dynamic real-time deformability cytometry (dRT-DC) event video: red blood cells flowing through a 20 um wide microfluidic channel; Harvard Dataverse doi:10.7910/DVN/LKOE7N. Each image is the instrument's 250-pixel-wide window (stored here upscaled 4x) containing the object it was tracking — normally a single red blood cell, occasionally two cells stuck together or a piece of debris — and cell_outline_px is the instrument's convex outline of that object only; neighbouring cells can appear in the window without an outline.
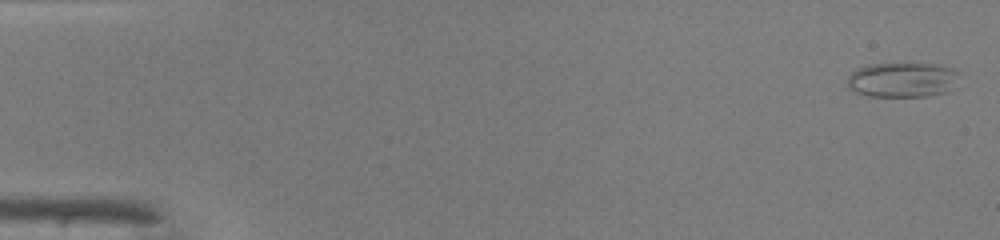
{"species": "common noctule bat (a hibernating species)", "species_latin": "Nyctalus noctula", "temperature_condition": "warm", "stored_images_in_passage": 47, "camera_frame_rate_fps": 3000, "um_per_image_px": 0.085, "animal": {"sex": "male", "body_mass_g": 19.0, "forearm_length_mm": 50.8}, "frame": {"image": 1, "passage_image": 1, "time_ms": 0.0, "image_size_px": [1000, 240], "cell_outline_px": [[960, 72], [948, 92], [928, 96], [868, 96], [856, 92], [848, 88], [848, 76], [856, 68], [868, 64], [940, 64], [952, 68]], "centroid_in_image_um": [76.69, 6.78], "position_along_channel_um": 8.3, "area_um2": 22.72}}
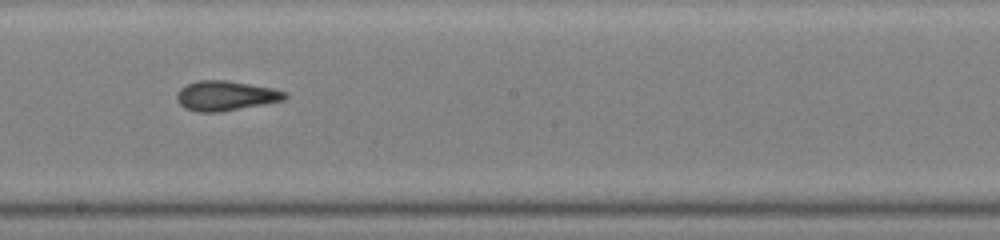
{"frame": {"image": 2, "passage_image": 27, "time_ms": 8.667, "image_size_px": [1000, 240], "cell_outline_px": [[288, 96], [284, 100], [264, 104], [220, 112], [200, 112], [184, 108], [176, 100], [176, 96], [180, 88], [196, 80], [228, 80], [272, 88], [288, 92]], "centroid_in_image_um": [19.18, 8.13], "position_along_channel_um": 229.0, "area_um2": 18.84}}
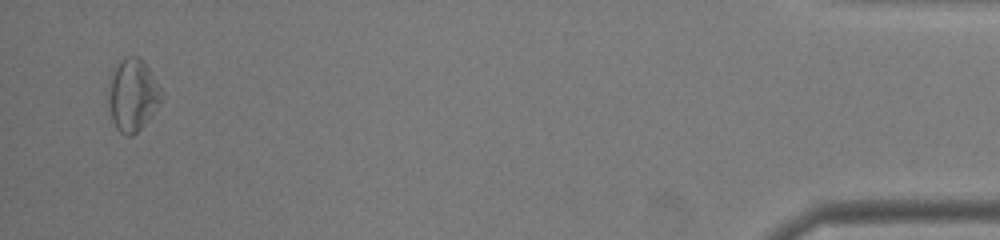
{"frame": {"image": 3, "passage_image": 46, "time_ms": 15.0, "image_size_px": [1000, 240], "cell_outline_px": [[164, 96], [160, 104], [148, 120], [132, 136], [124, 136], [116, 128], [112, 120], [108, 104], [108, 76], [112, 68], [124, 56], [136, 56], [144, 60], [164, 92]], "centroid_in_image_um": [11.26, 8.04], "position_along_channel_um": 423.9, "area_um2": 23.06}, "authors_computed_cell_mechanics": {"area_um2": 19.4786, "velocity_mm_per_s": 4.3076, "shape_relaxation_time_tau1_ms": null, "shape_relaxation_time_tau2_ms": 2.4248, "deformation_change_tau1": null, "deformation_change_tau2": 0.1065}}